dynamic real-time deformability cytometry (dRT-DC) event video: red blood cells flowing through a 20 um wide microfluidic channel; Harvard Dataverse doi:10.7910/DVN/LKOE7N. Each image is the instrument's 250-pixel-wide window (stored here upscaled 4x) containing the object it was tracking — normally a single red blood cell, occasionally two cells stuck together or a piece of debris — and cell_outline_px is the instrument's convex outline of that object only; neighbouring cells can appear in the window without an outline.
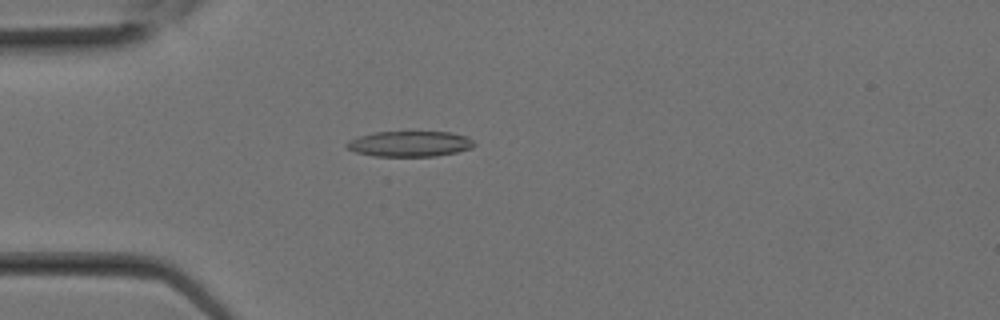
{"species": "Egyptian fruit bat (a non-hibernating species)", "species_latin": "Rousettus aegyptiacus", "temperature_condition": "room temperature", "stored_images_in_passage": 14, "camera_frame_rate_fps": 3000, "um_per_image_px": 0.085, "animal": {"sex": "female"}, "frame": {"image": 1, "passage_image": 7, "time_ms": 2.0, "image_size_px": [1000, 320], "cell_outline_px": [[476, 144], [472, 148], [456, 152], [436, 156], [376, 156], [356, 152], [348, 148], [344, 144], [348, 140], [356, 136], [376, 132], [448, 132], [468, 136]], "centroid_in_image_um": [34.82, 12.22], "position_along_channel_um": 50.2, "area_um2": 19.02}}
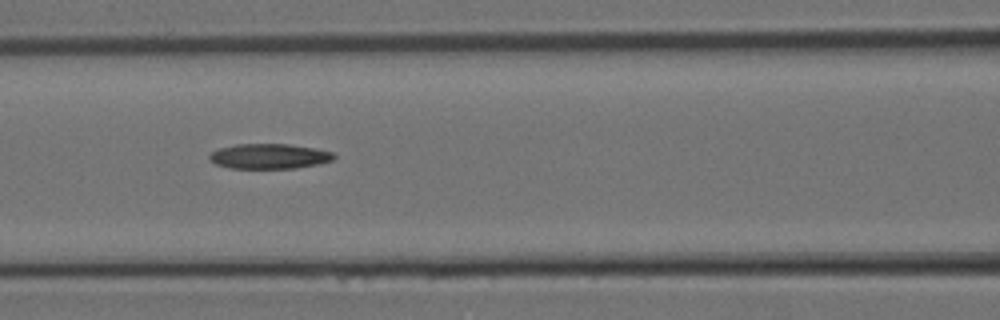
{"frame": {"image": 2, "passage_image": 11, "time_ms": 3.333, "image_size_px": [1000, 320], "cell_outline_px": [[336, 156], [332, 160], [320, 164], [296, 168], [228, 168], [216, 164], [208, 156], [212, 152], [220, 148], [236, 144], [288, 144], [316, 148], [332, 152]], "centroid_in_image_um": [22.92, 13.28], "position_along_channel_um": 143.7, "area_um2": 18.15}}
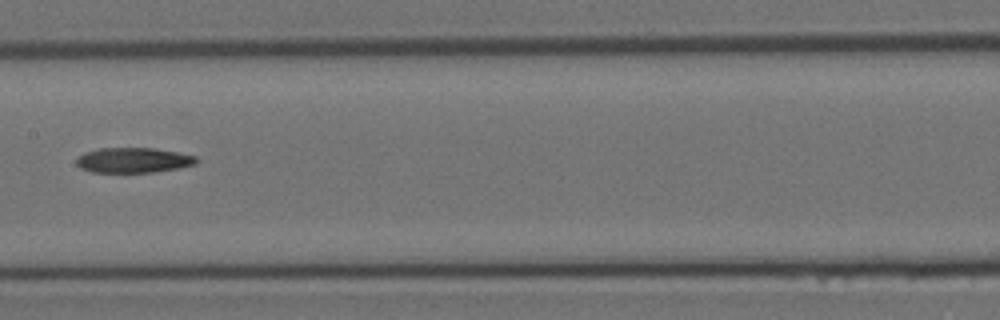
{"frame": {"image": 3, "passage_image": 13, "time_ms": 4.0, "image_size_px": [1000, 320], "cell_outline_px": [[200, 160], [196, 164], [180, 168], [152, 172], [92, 172], [80, 168], [76, 164], [76, 156], [84, 152], [100, 148], [156, 148], [196, 156]], "centroid_in_image_um": [11.33, 13.61], "position_along_channel_um": 196.1, "area_um2": 17.74}}